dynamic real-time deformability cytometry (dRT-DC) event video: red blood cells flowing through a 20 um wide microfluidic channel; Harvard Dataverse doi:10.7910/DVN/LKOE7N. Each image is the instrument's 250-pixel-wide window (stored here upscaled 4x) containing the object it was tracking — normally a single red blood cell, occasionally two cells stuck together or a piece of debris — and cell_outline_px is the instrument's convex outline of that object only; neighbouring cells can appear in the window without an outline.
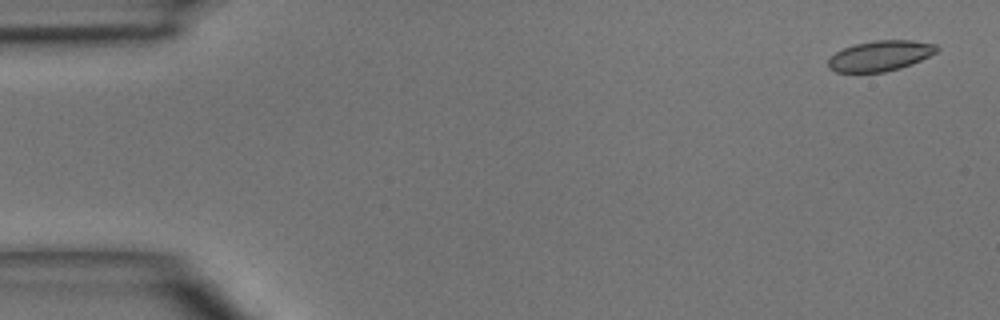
{"species": "common noctule bat (a hibernating species)", "species_latin": "Nyctalus noctula", "temperature_condition": "room temperature", "stored_images_in_passage": 4, "camera_frame_rate_fps": 3000, "um_per_image_px": 0.085, "animal": {"sex": "male", "body_mass_g": 15.6}, "frame": {"image": 1, "passage_image": 1, "time_ms": 0.0, "image_size_px": [1000, 320], "cell_outline_px": [[940, 48], [936, 52], [912, 64], [900, 68], [884, 72], [836, 72], [828, 68], [828, 60], [836, 52], [844, 48], [856, 44], [872, 40], [912, 40], [936, 44]], "centroid_in_image_um": [74.82, 4.74], "position_along_channel_um": 10.2, "area_um2": 19.19}}
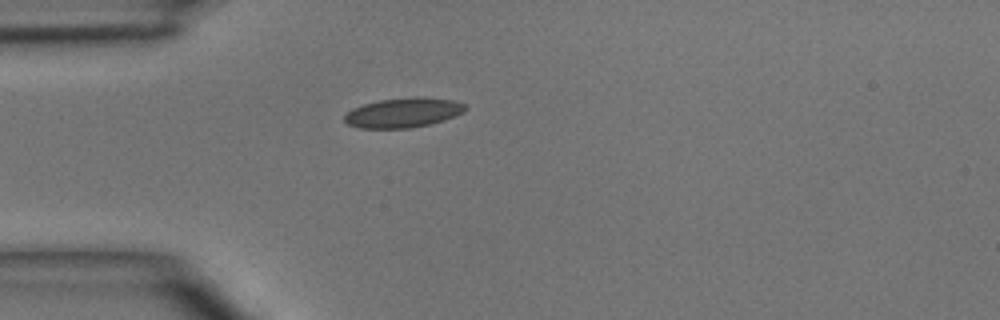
{"frame": {"image": 2, "passage_image": 4, "time_ms": 3.667, "image_size_px": [1000, 320], "cell_outline_px": [[468, 108], [464, 112], [444, 120], [428, 124], [408, 128], [360, 128], [348, 124], [344, 120], [344, 116], [352, 108], [364, 104], [380, 100], [412, 96], [416, 96], [452, 100], [464, 104]], "centroid_in_image_um": [34.27, 9.57], "position_along_channel_um": 50.7, "area_um2": 20.81}}